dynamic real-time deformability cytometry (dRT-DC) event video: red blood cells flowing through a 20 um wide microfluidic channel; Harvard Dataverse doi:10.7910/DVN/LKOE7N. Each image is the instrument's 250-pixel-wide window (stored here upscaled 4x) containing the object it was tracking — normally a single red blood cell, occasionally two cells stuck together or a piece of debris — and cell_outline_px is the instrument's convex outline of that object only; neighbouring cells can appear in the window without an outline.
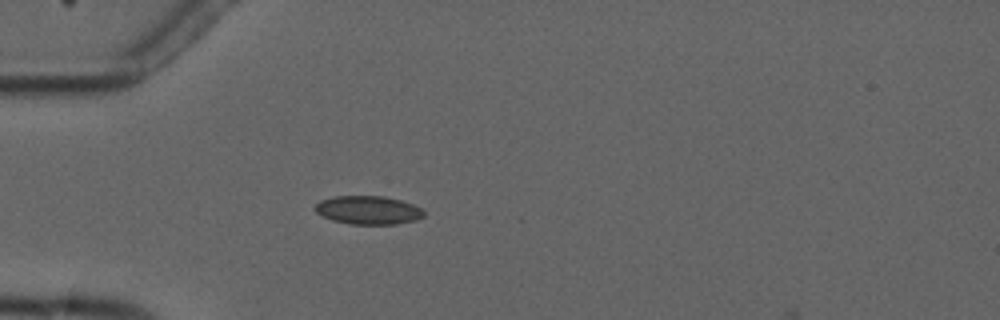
{"species": "common noctule bat (a hibernating species)", "species_latin": "Nyctalus noctula", "temperature_condition": "cold", "stored_images_in_passage": 5, "camera_frame_rate_fps": 3000, "um_per_image_px": 0.085, "animal": {"sex": "male", "forearm_length_mm": 52.5}, "frame": {"image": 1, "passage_image": 5, "time_ms": 4.667, "image_size_px": [1000, 320], "cell_outline_px": [[424, 216], [416, 220], [396, 224], [352, 224], [332, 220], [316, 212], [312, 208], [320, 200], [332, 196], [384, 196], [400, 200], [412, 204], [420, 208], [424, 212]], "centroid_in_image_um": [31.27, 17.85], "position_along_channel_um": 53.7, "area_um2": 18.03}}